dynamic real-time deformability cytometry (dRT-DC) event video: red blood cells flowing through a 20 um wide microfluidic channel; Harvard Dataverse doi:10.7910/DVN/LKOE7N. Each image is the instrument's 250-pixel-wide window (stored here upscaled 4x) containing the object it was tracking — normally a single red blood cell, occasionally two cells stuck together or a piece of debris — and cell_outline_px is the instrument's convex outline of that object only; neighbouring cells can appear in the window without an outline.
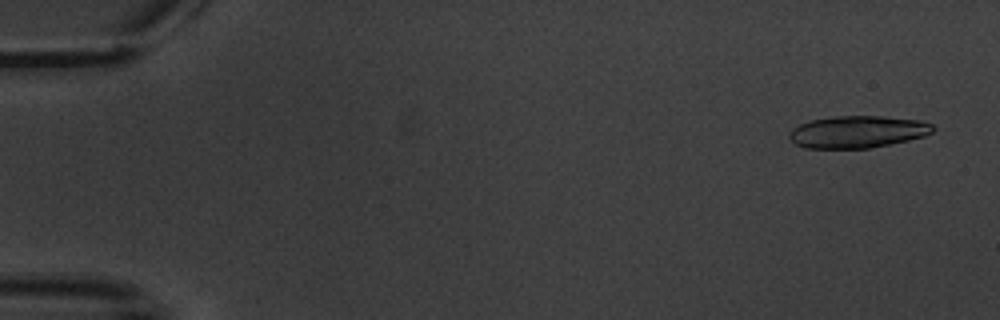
{"species": "common noctule bat (a hibernating species)", "species_latin": "Nyctalus noctula", "temperature_condition": "warm", "stored_images_in_passage": 6, "camera_frame_rate_fps": 3000, "um_per_image_px": 0.085, "animal": {"sex": "male", "body_mass_g": 20.1, "forearm_length_mm": 53.5}, "frame": {"image": 1, "passage_image": 1, "time_ms": 0.0, "image_size_px": [1000, 320], "cell_outline_px": [[936, 128], [932, 132], [924, 136], [908, 140], [868, 148], [804, 148], [796, 144], [788, 136], [792, 128], [800, 124], [812, 120], [832, 116], [884, 116], [920, 120], [932, 124]], "centroid_in_image_um": [72.9, 11.2], "position_along_channel_um": 12.1, "area_um2": 26.82}}
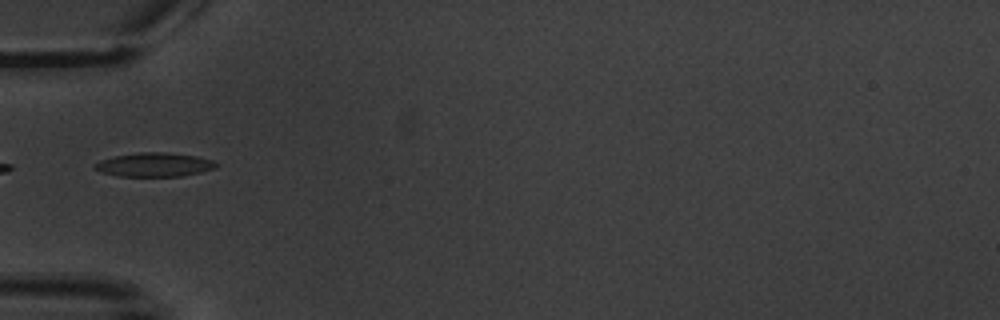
{"frame": {"image": 2, "passage_image": 6, "time_ms": 6.0, "image_size_px": [1000, 320], "cell_outline_px": [[220, 164], [216, 168], [200, 172], [180, 176], [120, 176], [100, 172], [92, 168], [92, 164], [100, 160], [112, 156], [140, 152], [164, 152], [196, 156], [212, 160]], "centroid_in_image_um": [13.07, 13.99], "position_along_channel_um": 71.9, "area_um2": 17.05}}